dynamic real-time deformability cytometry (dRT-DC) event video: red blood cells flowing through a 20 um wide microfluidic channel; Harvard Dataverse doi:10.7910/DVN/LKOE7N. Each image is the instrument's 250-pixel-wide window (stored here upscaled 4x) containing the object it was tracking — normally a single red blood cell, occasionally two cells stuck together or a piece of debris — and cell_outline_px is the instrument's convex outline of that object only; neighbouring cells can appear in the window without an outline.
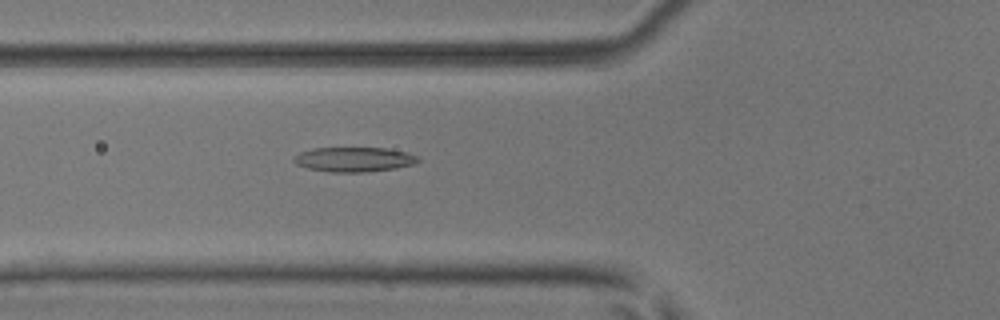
{"species": "common noctule bat (a hibernating species)", "species_latin": "Nyctalus noctula", "temperature_condition": "room temperature", "stored_images_in_passage": 36, "camera_frame_rate_fps": 3000, "um_per_image_px": 0.085, "animal": {"sex": "male", "body_mass_g": 17.9, "forearm_length_mm": 54.2}, "frame": {"image": 1, "passage_image": 9, "time_ms": 2.667, "image_size_px": [1000, 320], "cell_outline_px": [[420, 160], [416, 164], [396, 168], [364, 172], [328, 172], [308, 168], [296, 164], [292, 160], [300, 152], [312, 148], [384, 148], [408, 152], [416, 156]], "centroid_in_image_um": [30.1, 13.55], "position_along_channel_um": 95.7, "area_um2": 17.86}}
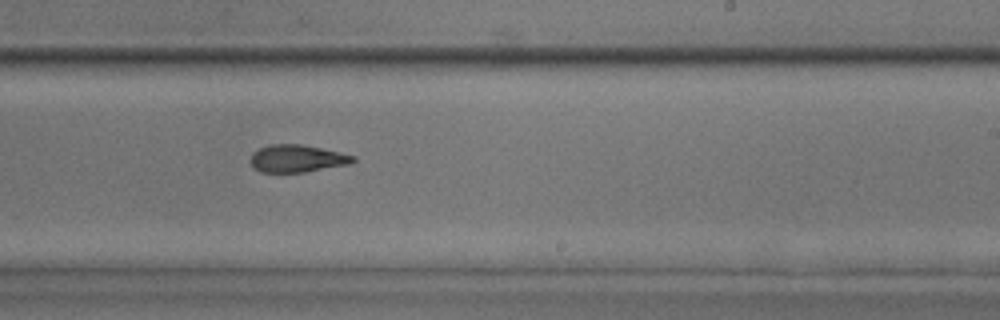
{"frame": {"image": 2, "passage_image": 22, "time_ms": 7.0, "image_size_px": [1000, 320], "cell_outline_px": [[356, 160], [352, 164], [304, 172], [260, 172], [252, 168], [248, 160], [252, 152], [268, 144], [300, 144], [340, 152], [356, 156]], "centroid_in_image_um": [25.22, 13.48], "position_along_channel_um": 263.8, "area_um2": 16.7}}
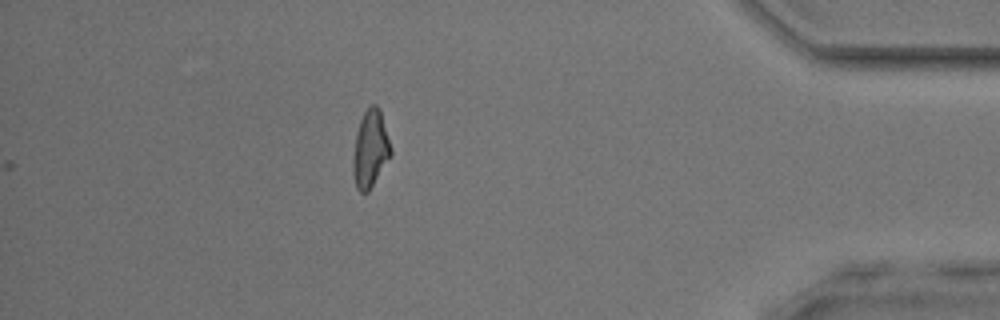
{"frame": {"image": 3, "passage_image": 36, "time_ms": 11.667, "image_size_px": [1000, 320], "cell_outline_px": [[392, 152], [368, 192], [360, 192], [356, 188], [352, 172], [352, 160], [356, 136], [360, 120], [364, 112], [372, 104], [376, 104], [380, 108], [392, 148]], "centroid_in_image_um": [31.47, 12.65], "position_along_channel_um": 403.7, "area_um2": 16.88}, "authors_computed_cell_mechanics": {"area_um2": 17.1666, "velocity_mm_per_s": 3.8851, "shape_relaxation_time_tau1_ms": null, "shape_relaxation_time_tau2_ms": 3.6324, "deformation_change_tau1": null, "deformation_change_tau2": 0.1234}}